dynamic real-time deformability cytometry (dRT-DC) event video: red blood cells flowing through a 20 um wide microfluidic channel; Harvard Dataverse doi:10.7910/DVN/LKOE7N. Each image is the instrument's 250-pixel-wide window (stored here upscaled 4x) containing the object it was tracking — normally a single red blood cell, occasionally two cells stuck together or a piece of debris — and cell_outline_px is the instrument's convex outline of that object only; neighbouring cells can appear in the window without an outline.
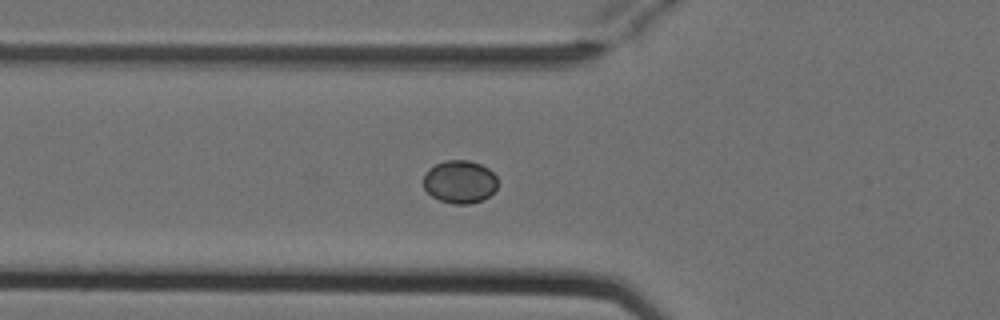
{"species": "Egyptian fruit bat (a non-hibernating species)", "species_latin": "Rousettus aegyptiacus", "temperature_condition": "cold", "stored_images_in_passage": 5, "camera_frame_rate_fps": 3000, "um_per_image_px": 0.085, "animal": {"sex": "female"}, "frame": {"image": 1, "passage_image": 5, "time_ms": 1.333, "image_size_px": [1000, 320], "cell_outline_px": [[496, 188], [484, 200], [468, 204], [452, 204], [440, 200], [432, 196], [424, 188], [424, 176], [428, 168], [444, 160], [468, 160], [480, 164], [488, 168], [496, 176]], "centroid_in_image_um": [39.07, 15.45], "position_along_channel_um": 86.7, "area_um2": 18.55}}